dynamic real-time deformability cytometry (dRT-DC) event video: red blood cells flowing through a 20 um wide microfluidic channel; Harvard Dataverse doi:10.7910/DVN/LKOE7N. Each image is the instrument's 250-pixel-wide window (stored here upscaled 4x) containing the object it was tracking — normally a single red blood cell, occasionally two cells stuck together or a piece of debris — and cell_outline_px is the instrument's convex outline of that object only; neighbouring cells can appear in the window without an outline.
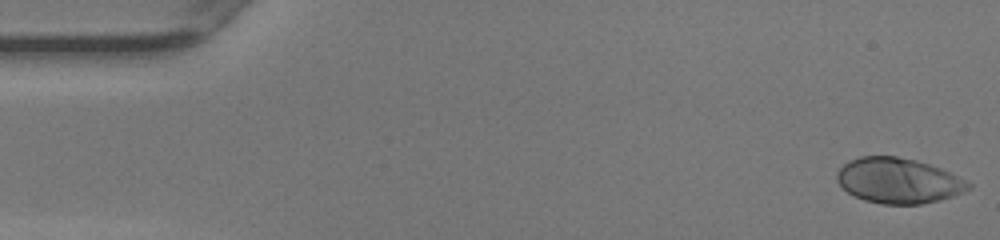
{"species": "human", "species_latin": "Homo sapiens", "temperature_condition": "warm", "stored_images_in_passage": 40, "camera_frame_rate_fps": 3000, "um_per_image_px": 0.085, "donor": {"sex": "female"}, "frame": {"image": 1, "passage_image": 1, "time_ms": 0.0, "image_size_px": [1000, 240], "cell_outline_px": [[972, 188], [964, 192], [940, 200], [920, 204], [880, 204], [864, 200], [848, 192], [836, 180], [836, 172], [848, 160], [860, 156], [896, 156], [916, 160], [940, 168], [972, 184]], "centroid_in_image_um": [76.34, 15.35], "position_along_channel_um": 8.7, "area_um2": 34.62}}
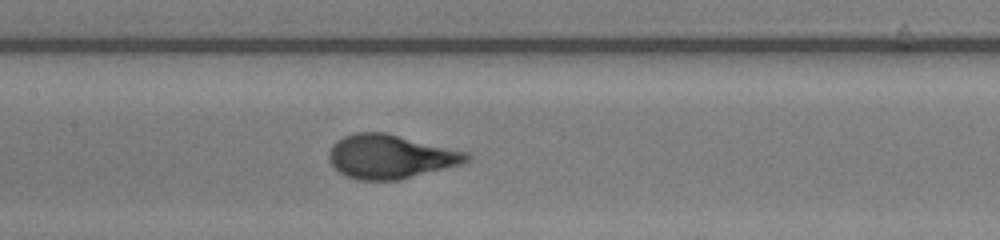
{"frame": {"image": 2, "passage_image": 23, "time_ms": 7.333, "image_size_px": [1000, 240], "cell_outline_px": [[472, 156], [468, 160], [460, 164], [400, 180], [356, 180], [344, 176], [328, 160], [328, 152], [332, 144], [336, 140], [344, 136], [356, 132], [388, 132], [468, 152]], "centroid_in_image_um": [33.16, 13.3], "position_along_channel_um": 174.2, "area_um2": 35.55}}
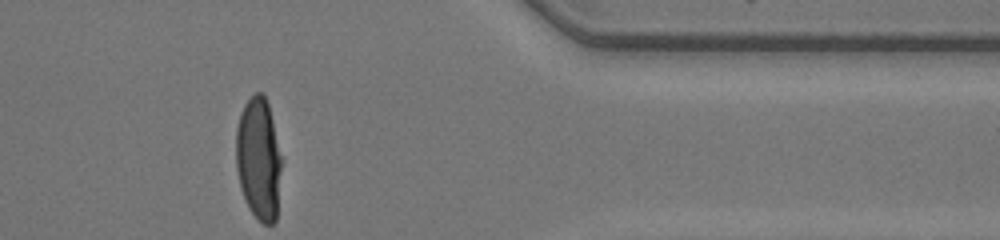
{"frame": {"image": 3, "passage_image": 40, "time_ms": 13.0, "image_size_px": [1000, 240], "cell_outline_px": [[284, 160], [276, 220], [272, 224], [264, 224], [248, 208], [240, 188], [236, 168], [236, 128], [244, 104], [256, 92], [264, 92], [268, 104]], "centroid_in_image_um": [22.02, 13.51], "position_along_channel_um": 389.4, "area_um2": 33.29}, "authors_computed_cell_mechanics": {"area_um2": 34.3043, "velocity_mm_per_s": 4.2238, "shape_relaxation_time_tau1_ms": 3.8486, "shape_relaxation_time_tau2_ms": null, "deformation_change_tau1": 0.2497, "deformation_change_tau2": null}}